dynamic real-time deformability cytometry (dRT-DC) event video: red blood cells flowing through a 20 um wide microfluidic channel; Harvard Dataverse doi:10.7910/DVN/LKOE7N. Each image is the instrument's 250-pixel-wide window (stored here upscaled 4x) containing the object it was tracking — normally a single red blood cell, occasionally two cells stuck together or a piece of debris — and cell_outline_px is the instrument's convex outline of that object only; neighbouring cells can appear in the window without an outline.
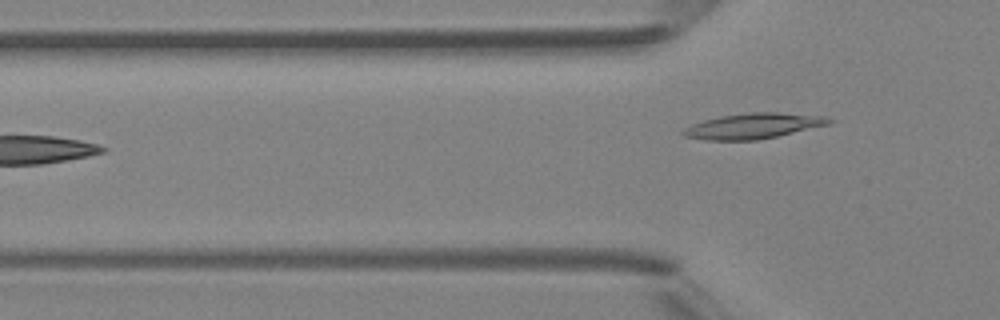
{"species": "Egyptian fruit bat (a non-hibernating species)", "species_latin": "Rousettus aegyptiacus", "temperature_condition": "room temperature", "stored_images_in_passage": 4, "camera_frame_rate_fps": 3000, "um_per_image_px": 0.085, "animal": {"sex": "female"}, "frame": {"image": 1, "passage_image": 4, "time_ms": 4.333, "image_size_px": [1000, 320], "cell_outline_px": [[832, 124], [776, 136], [756, 140], [708, 140], [684, 136], [680, 132], [684, 128], [692, 124], [704, 120], [720, 116], [748, 112], [780, 112], [824, 116], [832, 120]], "centroid_in_image_um": [64.03, 10.7], "position_along_channel_um": 61.8, "area_um2": 21.62}}